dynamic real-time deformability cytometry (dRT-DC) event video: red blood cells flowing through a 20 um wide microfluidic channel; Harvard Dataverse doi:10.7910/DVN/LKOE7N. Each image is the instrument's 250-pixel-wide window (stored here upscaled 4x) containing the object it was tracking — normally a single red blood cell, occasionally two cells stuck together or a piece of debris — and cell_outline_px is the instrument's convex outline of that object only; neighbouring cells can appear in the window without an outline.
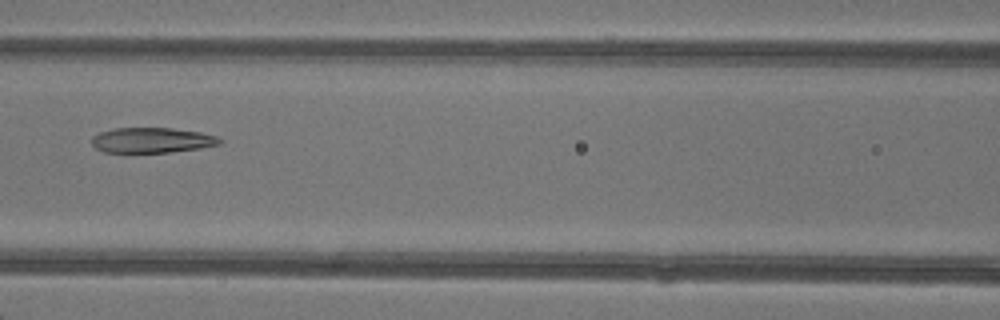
{"species": "common noctule bat (a hibernating species)", "species_latin": "Nyctalus noctula", "temperature_condition": "warm", "stored_images_in_passage": 3, "camera_frame_rate_fps": 3000, "um_per_image_px": 0.085, "animal": {"sex": "female"}, "frame": {"image": 1, "passage_image": 3, "time_ms": 2.333, "image_size_px": [1000, 320], "cell_outline_px": [[224, 140], [220, 144], [200, 148], [168, 152], [104, 152], [96, 148], [92, 144], [92, 136], [100, 132], [116, 128], [172, 128], [200, 132], [216, 136]], "centroid_in_image_um": [12.92, 11.91], "position_along_channel_um": 153.7, "area_um2": 18.73}}